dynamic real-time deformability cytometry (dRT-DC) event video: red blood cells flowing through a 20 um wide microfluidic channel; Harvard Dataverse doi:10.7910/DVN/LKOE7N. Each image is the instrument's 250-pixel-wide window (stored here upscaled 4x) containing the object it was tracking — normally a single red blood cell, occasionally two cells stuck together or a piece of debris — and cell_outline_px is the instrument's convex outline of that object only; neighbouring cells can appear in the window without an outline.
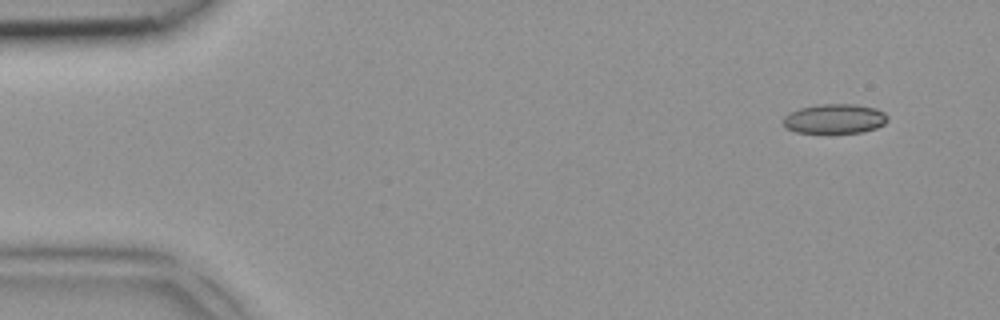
{"species": "common noctule bat (a hibernating species)", "species_latin": "Nyctalus noctula", "temperature_condition": "room temperature", "stored_images_in_passage": 2, "camera_frame_rate_fps": 3000, "um_per_image_px": 0.085, "animal": {"sex": "female", "body_mass_g": 18.4}, "frame": {"image": 1, "passage_image": 1, "time_ms": 0.0, "image_size_px": [1000, 320], "cell_outline_px": [[888, 120], [884, 124], [876, 128], [860, 132], [796, 132], [784, 128], [784, 116], [788, 112], [800, 108], [820, 104], [856, 104], [876, 108], [884, 112], [888, 116]], "centroid_in_image_um": [70.95, 10.08], "position_along_channel_um": 14.1, "area_um2": 17.98}}